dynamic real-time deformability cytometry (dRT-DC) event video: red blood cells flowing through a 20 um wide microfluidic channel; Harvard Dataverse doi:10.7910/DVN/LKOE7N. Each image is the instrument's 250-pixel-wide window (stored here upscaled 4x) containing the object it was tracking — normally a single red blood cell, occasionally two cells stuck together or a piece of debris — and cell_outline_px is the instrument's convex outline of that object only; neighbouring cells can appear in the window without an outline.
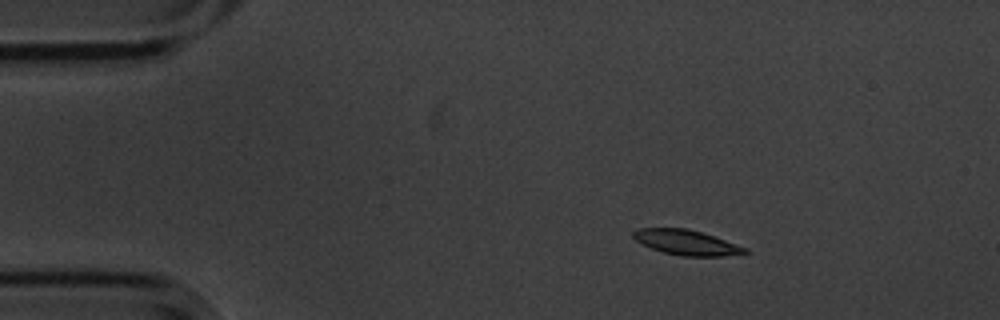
{"species": "common noctule bat (a hibernating species)", "species_latin": "Nyctalus noctula", "temperature_condition": "cold", "stored_images_in_passage": 48, "camera_frame_rate_fps": 3000, "um_per_image_px": 0.085, "animal": {"sex": "male", "body_mass_g": 20.1, "forearm_length_mm": 53.5}, "frame": {"image": 1, "passage_image": 1, "time_ms": 0.0, "image_size_px": [1000, 320], "cell_outline_px": [[748, 252], [724, 256], [680, 256], [664, 252], [652, 248], [636, 240], [632, 236], [632, 232], [636, 228], [688, 228], [748, 248]], "centroid_in_image_um": [58.32, 20.6], "position_along_channel_um": 26.7, "area_um2": 16.07}}
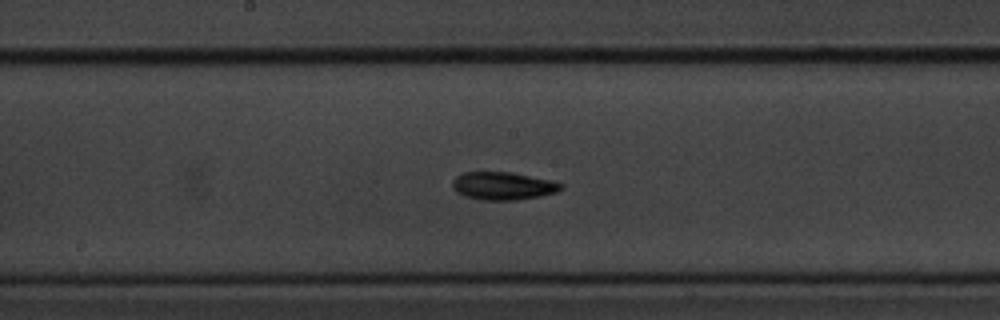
{"frame": {"image": 2, "passage_image": 21, "time_ms": 6.667, "image_size_px": [1000, 320], "cell_outline_px": [[564, 188], [556, 192], [540, 196], [516, 200], [484, 200], [464, 196], [456, 192], [452, 188], [452, 180], [456, 176], [464, 172], [512, 172], [548, 180], [564, 184]], "centroid_in_image_um": [42.73, 15.8], "position_along_channel_um": 205.5, "area_um2": 17.63}}
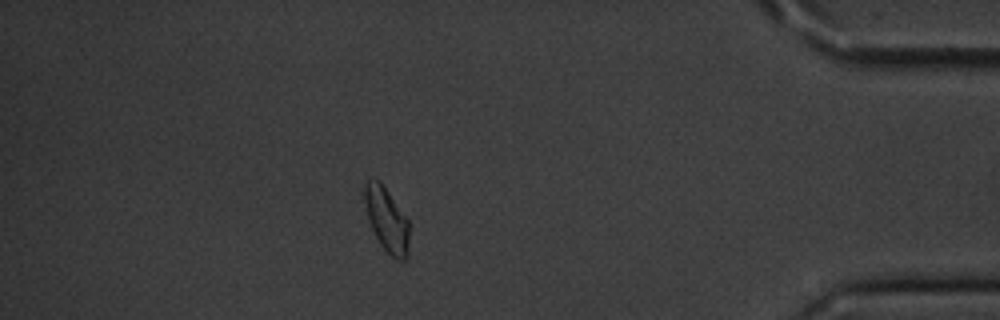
{"frame": {"image": 3, "passage_image": 41, "time_ms": 13.333, "image_size_px": [1000, 320], "cell_outline_px": [[408, 256], [404, 260], [396, 260], [380, 244], [368, 220], [364, 200], [364, 184], [368, 176], [380, 180], [408, 220]], "centroid_in_image_um": [32.84, 18.62], "position_along_channel_um": 402.4, "area_um2": 16.7}, "authors_computed_cell_mechanics": {"area_um2": 16.8198, "velocity_mm_per_s": 3.5808, "shape_relaxation_time_tau1_ms": 3.6857, "shape_relaxation_time_tau2_ms": null, "deformation_change_tau1": 0.1089, "deformation_change_tau2": null}}